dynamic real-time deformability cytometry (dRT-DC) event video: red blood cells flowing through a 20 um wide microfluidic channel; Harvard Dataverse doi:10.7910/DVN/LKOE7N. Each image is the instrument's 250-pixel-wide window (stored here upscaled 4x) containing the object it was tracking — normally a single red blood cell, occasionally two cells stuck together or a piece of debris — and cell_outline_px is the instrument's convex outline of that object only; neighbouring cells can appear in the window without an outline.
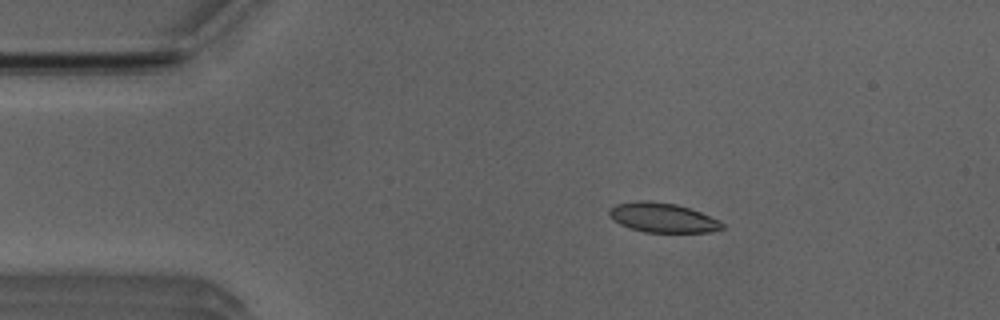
{"species": "Egyptian fruit bat (a non-hibernating species)", "species_latin": "Rousettus aegyptiacus", "temperature_condition": "room temperature", "stored_images_in_passage": 31, "camera_frame_rate_fps": 3000, "um_per_image_px": 0.085, "animal": {"sex": "male"}, "frame": {"image": 1, "passage_image": 1, "time_ms": 0.0, "image_size_px": [1000, 320], "cell_outline_px": [[724, 228], [708, 232], [644, 232], [620, 224], [608, 216], [608, 212], [616, 204], [636, 200], [648, 200], [676, 204], [700, 212], [720, 220], [724, 224]], "centroid_in_image_um": [56.32, 18.49], "position_along_channel_um": 28.7, "area_um2": 19.36}}
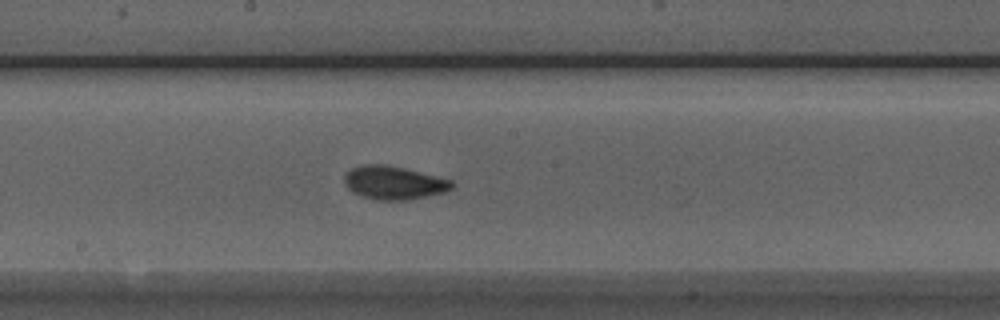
{"frame": {"image": 2, "passage_image": 19, "time_ms": 6.0, "image_size_px": [1000, 320], "cell_outline_px": [[456, 184], [452, 188], [444, 192], [408, 200], [376, 200], [352, 192], [344, 184], [344, 172], [352, 168], [364, 164], [388, 164], [452, 180]], "centroid_in_image_um": [33.45, 15.52], "position_along_channel_um": 214.7, "area_um2": 20.98}}
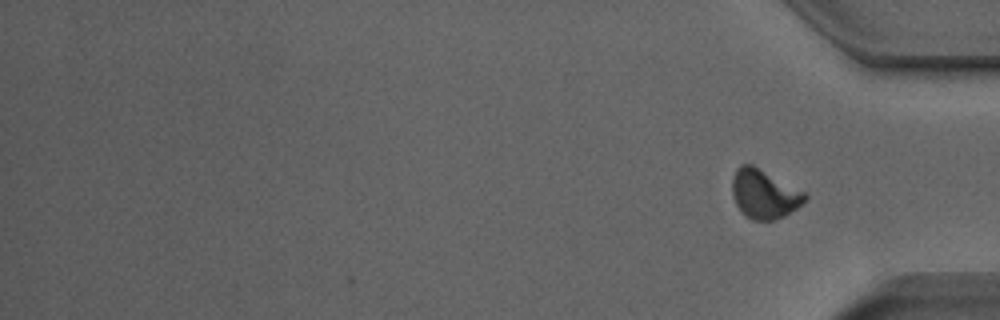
{"frame": {"image": 3, "passage_image": 31, "time_ms": 10.0, "image_size_px": [1000, 320], "cell_outline_px": [[808, 200], [784, 216], [772, 220], [752, 220], [744, 216], [736, 204], [732, 196], [732, 176], [736, 168], [740, 164], [752, 164], [804, 192], [808, 196]], "centroid_in_image_um": [64.92, 16.49], "position_along_channel_um": 370.3, "area_um2": 20.81}, "authors_computed_cell_mechanics": {"area_um2": 20.2878, "velocity_mm_per_s": 3.9542, "shape_relaxation_time_tau1_ms": 3.015, "shape_relaxation_time_tau2_ms": 0.9635, "deformation_change_tau1": 0.1167, "deformation_change_tau2": 0.0415}}